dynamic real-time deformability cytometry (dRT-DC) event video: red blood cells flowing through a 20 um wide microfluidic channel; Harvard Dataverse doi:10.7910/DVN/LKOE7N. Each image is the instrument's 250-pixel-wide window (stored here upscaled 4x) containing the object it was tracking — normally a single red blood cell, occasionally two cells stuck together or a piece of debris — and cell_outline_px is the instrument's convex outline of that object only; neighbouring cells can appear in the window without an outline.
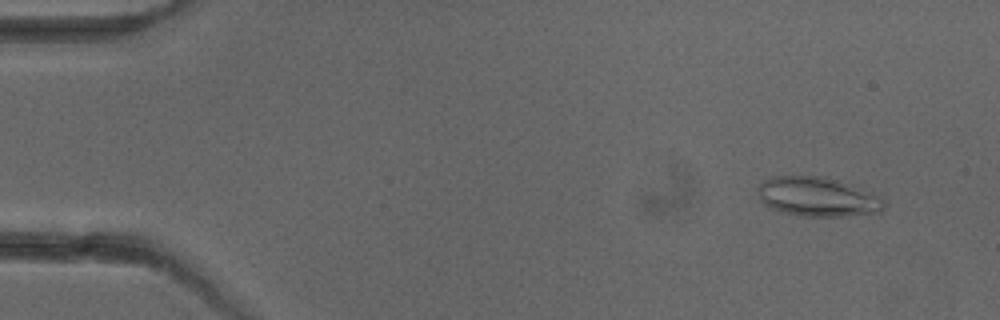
{"species": "common noctule bat (a hibernating species)", "species_latin": "Nyctalus noctula", "temperature_condition": "cold", "stored_images_in_passage": 5, "camera_frame_rate_fps": 3000, "um_per_image_px": 0.085, "animal": {"sex": "female"}, "frame": {"image": 1, "passage_image": 1, "time_ms": 0.0, "image_size_px": [1000, 320], "cell_outline_px": [[888, 204], [880, 212], [840, 216], [800, 216], [768, 208], [760, 200], [756, 192], [756, 188], [760, 180], [772, 176], [820, 176], [852, 184], [880, 196]], "centroid_in_image_um": [69.45, 16.72], "position_along_channel_um": 15.6, "area_um2": 29.36}}